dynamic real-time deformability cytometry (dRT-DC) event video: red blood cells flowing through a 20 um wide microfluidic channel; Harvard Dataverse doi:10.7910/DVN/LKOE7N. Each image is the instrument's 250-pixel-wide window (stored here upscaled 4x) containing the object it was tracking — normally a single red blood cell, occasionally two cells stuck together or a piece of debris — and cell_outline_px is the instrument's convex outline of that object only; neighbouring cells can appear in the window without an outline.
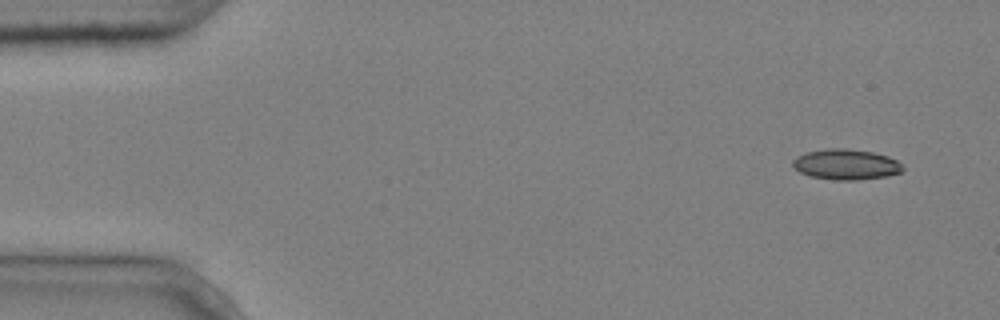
{"species": "common noctule bat (a hibernating species)", "species_latin": "Nyctalus noctula", "temperature_condition": "cold", "stored_images_in_passage": 13, "camera_frame_rate_fps": 3000, "um_per_image_px": 0.085, "animal": {"sex": "male", "body_mass_g": 20.4}, "frame": {"image": 1, "passage_image": 1, "time_ms": 0.0, "image_size_px": [1000, 320], "cell_outline_px": [[904, 168], [900, 172], [888, 176], [856, 180], [832, 180], [808, 176], [800, 172], [792, 164], [792, 160], [796, 156], [808, 152], [828, 148], [848, 148], [872, 152], [888, 156], [896, 160]], "centroid_in_image_um": [71.89, 13.98], "position_along_channel_um": 13.1, "area_um2": 19.59}}
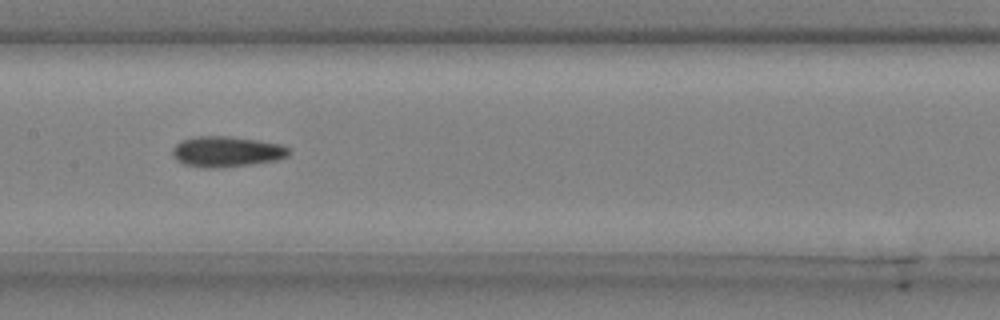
{"frame": {"image": 2, "passage_image": 7, "time_ms": 2.0, "image_size_px": [1000, 320], "cell_outline_px": [[288, 156], [276, 160], [252, 164], [216, 168], [204, 168], [184, 164], [176, 160], [172, 156], [172, 148], [180, 140], [196, 136], [228, 136], [256, 140], [280, 144], [288, 148]], "centroid_in_image_um": [19.2, 12.89], "position_along_channel_um": 188.2, "area_um2": 20.75}}
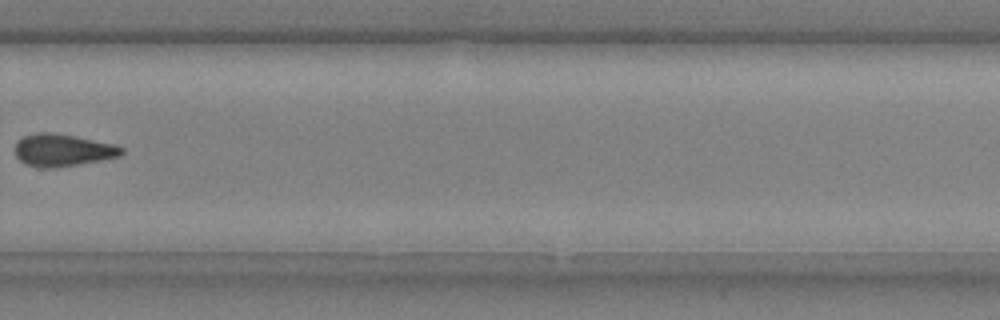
{"frame": {"image": 3, "passage_image": 10, "time_ms": 3.0, "image_size_px": [1000, 320], "cell_outline_px": [[124, 152], [120, 156], [80, 164], [56, 168], [40, 168], [24, 164], [16, 156], [16, 144], [24, 136], [36, 132], [52, 132], [116, 144], [124, 148]], "centroid_in_image_um": [5.34, 12.77], "position_along_channel_um": 324.5, "area_um2": 20.11}}